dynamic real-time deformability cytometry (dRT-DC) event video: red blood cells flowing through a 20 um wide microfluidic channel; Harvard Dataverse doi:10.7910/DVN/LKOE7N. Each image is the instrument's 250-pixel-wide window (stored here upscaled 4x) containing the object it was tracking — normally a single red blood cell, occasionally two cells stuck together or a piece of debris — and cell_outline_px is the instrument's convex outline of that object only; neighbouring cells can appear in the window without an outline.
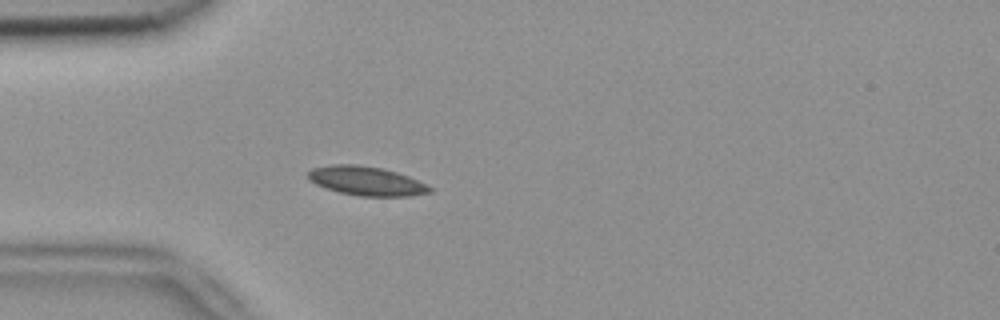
{"species": "common noctule bat (a hibernating species)", "species_latin": "Nyctalus noctula", "temperature_condition": "room temperature", "stored_images_in_passage": 5, "camera_frame_rate_fps": 3000, "um_per_image_px": 0.085, "animal": {"sex": "female", "body_mass_g": 18.4}, "frame": {"image": 1, "passage_image": 5, "time_ms": 1.333, "image_size_px": [1000, 320], "cell_outline_px": [[432, 192], [412, 196], [360, 196], [340, 192], [324, 188], [308, 180], [308, 172], [312, 168], [332, 164], [356, 164], [384, 168], [408, 176], [428, 184], [432, 188]], "centroid_in_image_um": [31.15, 15.38], "position_along_channel_um": 53.8, "area_um2": 20.81}}